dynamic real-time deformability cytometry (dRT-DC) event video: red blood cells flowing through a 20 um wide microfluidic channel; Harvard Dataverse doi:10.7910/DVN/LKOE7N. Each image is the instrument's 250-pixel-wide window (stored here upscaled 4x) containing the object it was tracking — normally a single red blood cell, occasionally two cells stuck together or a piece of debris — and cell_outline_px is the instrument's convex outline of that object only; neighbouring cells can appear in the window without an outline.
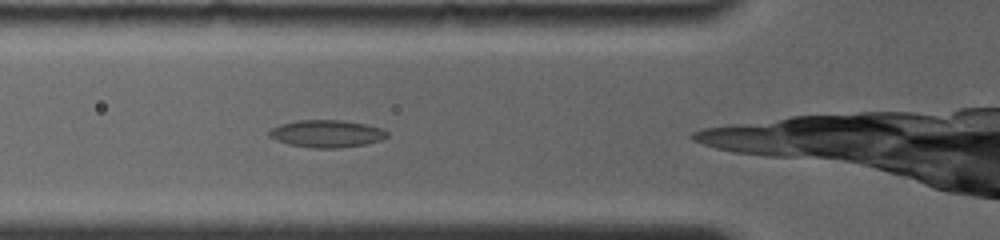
{"species": "common noctule bat (a hibernating species)", "species_latin": "Nyctalus noctula", "temperature_condition": "room temperature", "stored_images_in_passage": 15, "camera_frame_rate_fps": 4000, "um_per_image_px": 0.085, "animal": {"sex": "female", "body_mass_g": 19.0, "forearm_length_mm": 56.7}, "frame": {"image": 1, "passage_image": 3, "time_ms": 1.25, "image_size_px": [1000, 240], "cell_outline_px": [[388, 136], [380, 140], [364, 144], [336, 148], [312, 148], [288, 144], [276, 140], [268, 136], [268, 132], [272, 128], [280, 124], [296, 120], [344, 120], [364, 124], [380, 128], [388, 132]], "centroid_in_image_um": [27.73, 11.36], "position_along_channel_um": 98.1, "area_um2": 18.73}}
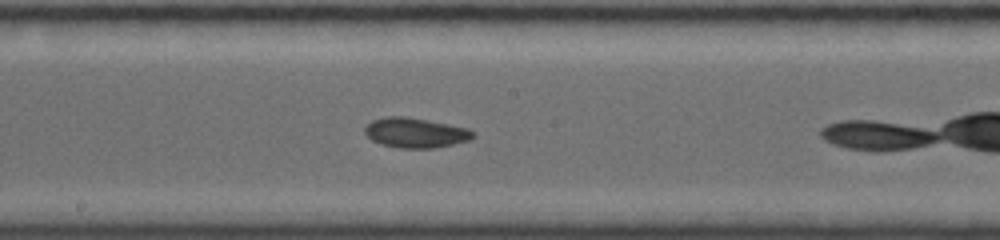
{"frame": {"image": 2, "passage_image": 8, "time_ms": 4.25, "image_size_px": [1000, 240], "cell_outline_px": [[476, 136], [468, 140], [452, 144], [432, 148], [400, 148], [380, 144], [372, 140], [364, 132], [364, 128], [372, 120], [388, 116], [404, 116], [428, 120], [468, 128]], "centroid_in_image_um": [35.29, 11.28], "position_along_channel_um": 212.9, "area_um2": 18.73}}
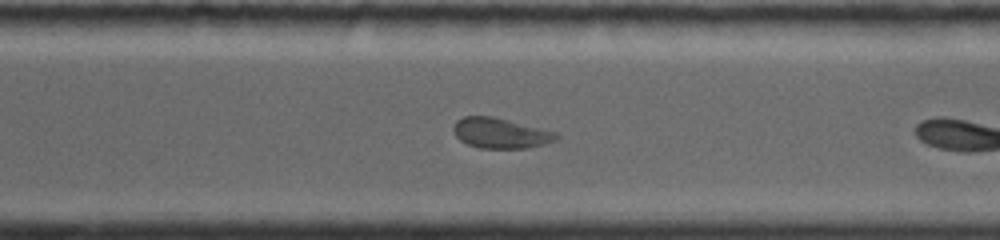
{"frame": {"image": 3, "passage_image": 13, "time_ms": 7.25, "image_size_px": [1000, 240], "cell_outline_px": [[560, 136], [556, 140], [544, 144], [524, 148], [480, 148], [468, 144], [460, 140], [456, 136], [452, 128], [456, 120], [464, 116], [492, 116], [556, 132]], "centroid_in_image_um": [42.52, 11.31], "position_along_channel_um": 328.1, "area_um2": 18.03}}